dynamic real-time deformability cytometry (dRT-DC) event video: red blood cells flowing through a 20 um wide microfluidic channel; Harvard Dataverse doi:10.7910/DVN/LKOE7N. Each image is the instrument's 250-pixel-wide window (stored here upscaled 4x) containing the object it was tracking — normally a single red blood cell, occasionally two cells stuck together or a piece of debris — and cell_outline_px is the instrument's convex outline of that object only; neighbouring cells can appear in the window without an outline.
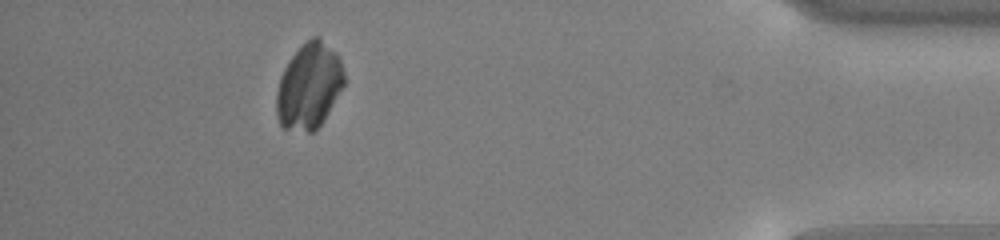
{"species": "common noctule bat (a hibernating species)", "species_latin": "Nyctalus noctula", "temperature_condition": "cold", "stored_images_in_passage": 38, "camera_frame_rate_fps": 3000, "um_per_image_px": 0.085, "animal": {"sex": "male", "body_mass_g": 13.0, "forearm_length_mm": 53.1}, "frame": {"image": 1, "passage_image": 33, "time_ms": 10.667, "image_size_px": [1000, 240], "cell_outline_px": [[344, 84], [324, 120], [312, 132], [308, 132], [284, 128], [280, 124], [276, 112], [276, 92], [280, 76], [284, 68], [292, 56], [312, 36], [320, 36], [336, 52], [340, 60], [344, 72]], "centroid_in_image_um": [26.27, 7.31], "position_along_channel_um": 408.9, "area_um2": 33.64}}